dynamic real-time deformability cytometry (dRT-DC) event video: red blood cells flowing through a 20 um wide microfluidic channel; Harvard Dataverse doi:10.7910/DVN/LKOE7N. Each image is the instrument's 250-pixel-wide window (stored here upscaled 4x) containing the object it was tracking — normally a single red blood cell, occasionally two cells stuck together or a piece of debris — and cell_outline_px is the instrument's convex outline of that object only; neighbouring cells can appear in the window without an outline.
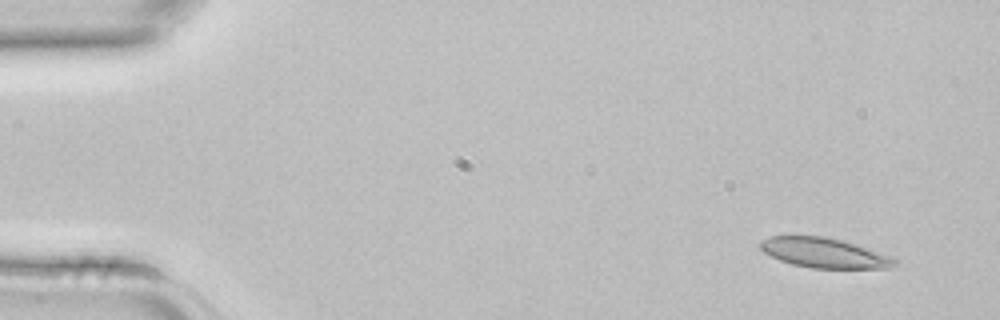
{"species": "common noctule bat (a hibernating species)", "species_latin": "Nyctalus noctula", "temperature_condition": "room temperature", "stored_images_in_passage": 3, "camera_frame_rate_fps": 3000, "um_per_image_px": 0.085, "animal": {"sex": "female", "body_mass_g": 22.7, "forearm_length_mm": 54.2}, "frame": {"image": 1, "passage_image": 1, "time_ms": 0.0, "image_size_px": [1000, 320], "cell_outline_px": [[900, 264], [888, 268], [812, 268], [792, 264], [780, 260], [764, 252], [760, 248], [760, 240], [772, 236], [824, 236], [856, 244], [892, 256]], "centroid_in_image_um": [70.09, 21.5], "position_along_channel_um": 14.9, "area_um2": 23.35}}
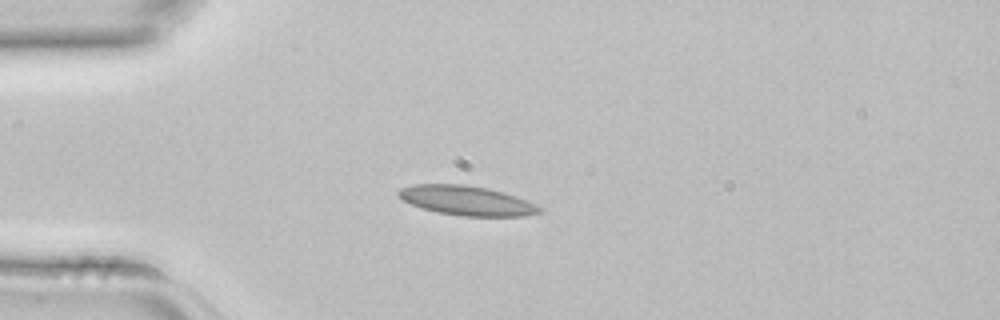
{"frame": {"image": 2, "passage_image": 3, "time_ms": 0.667, "image_size_px": [1000, 320], "cell_outline_px": [[544, 212], [524, 216], [464, 216], [436, 212], [420, 208], [404, 200], [396, 192], [400, 188], [412, 184], [464, 184], [488, 188], [504, 192], [516, 196], [536, 204], [544, 208]], "centroid_in_image_um": [39.7, 17.05], "position_along_channel_um": 45.3, "area_um2": 24.45}}